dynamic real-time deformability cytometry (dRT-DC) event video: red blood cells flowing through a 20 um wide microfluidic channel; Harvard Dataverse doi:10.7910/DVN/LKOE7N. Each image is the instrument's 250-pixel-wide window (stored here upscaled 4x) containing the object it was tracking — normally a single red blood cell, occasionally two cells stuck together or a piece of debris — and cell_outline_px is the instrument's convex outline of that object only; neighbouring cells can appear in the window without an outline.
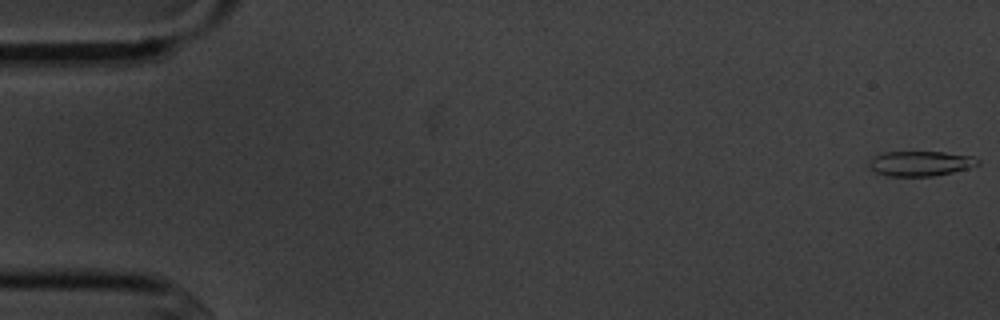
{"species": "common noctule bat (a hibernating species)", "species_latin": "Nyctalus noctula", "temperature_condition": "cold", "stored_images_in_passage": 5, "camera_frame_rate_fps": 3000, "um_per_image_px": 0.085, "animal": {"sex": "male", "body_mass_g": 20.1, "forearm_length_mm": 53.5}, "frame": {"image": 1, "passage_image": 1, "time_ms": 0.0, "image_size_px": [1000, 320], "cell_outline_px": [[980, 164], [968, 168], [952, 172], [932, 176], [888, 176], [876, 172], [868, 164], [872, 156], [884, 152], [944, 152], [972, 156], [980, 160]], "centroid_in_image_um": [78.24, 13.89], "position_along_channel_um": 6.8, "area_um2": 15.78}}